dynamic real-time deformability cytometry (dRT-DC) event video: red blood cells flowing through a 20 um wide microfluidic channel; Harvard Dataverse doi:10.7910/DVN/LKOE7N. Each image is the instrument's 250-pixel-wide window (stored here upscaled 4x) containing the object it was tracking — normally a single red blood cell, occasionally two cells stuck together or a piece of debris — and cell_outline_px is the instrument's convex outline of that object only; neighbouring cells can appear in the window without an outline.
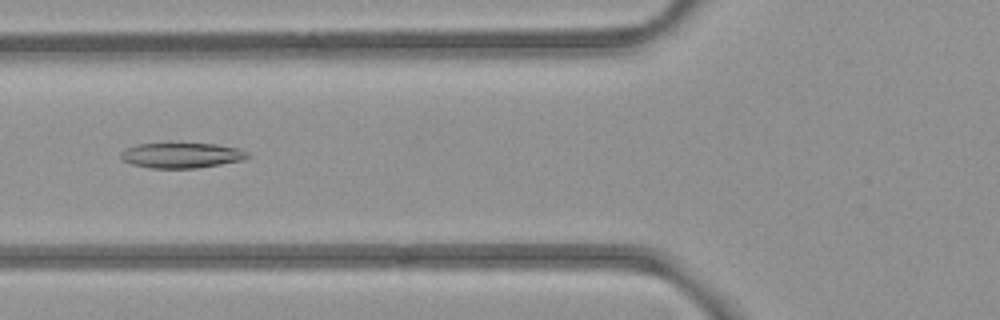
{"species": "common noctule bat (a hibernating species)", "species_latin": "Nyctalus noctula", "temperature_condition": "room temperature", "stored_images_in_passage": 5, "camera_frame_rate_fps": 3000, "um_per_image_px": 0.085, "animal": {"sex": "female", "body_mass_g": 21.9}, "frame": {"image": 1, "passage_image": 5, "time_ms": 5.667, "image_size_px": [1000, 320], "cell_outline_px": [[252, 156], [244, 160], [196, 168], [152, 168], [132, 164], [120, 160], [120, 152], [136, 144], [216, 144], [236, 148], [248, 152]], "centroid_in_image_um": [15.44, 13.21], "position_along_channel_um": 110.4, "area_um2": 18.55}}